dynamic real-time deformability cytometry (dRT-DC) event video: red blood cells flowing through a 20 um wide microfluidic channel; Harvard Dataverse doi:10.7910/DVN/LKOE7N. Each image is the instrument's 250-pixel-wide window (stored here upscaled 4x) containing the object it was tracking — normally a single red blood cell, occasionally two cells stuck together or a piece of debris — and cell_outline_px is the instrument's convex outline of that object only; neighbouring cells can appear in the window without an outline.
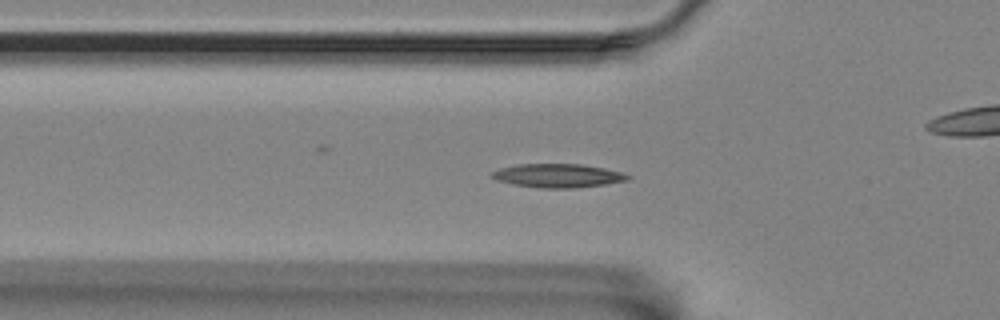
{"species": "Egyptian fruit bat (a non-hibernating species)", "species_latin": "Rousettus aegyptiacus", "temperature_condition": "room temperature", "stored_images_in_passage": 50, "camera_frame_rate_fps": 3000, "um_per_image_px": 0.085, "animal": {"sex": "female"}, "frame": {"image": 1, "passage_image": 15, "time_ms": 4.667, "image_size_px": [1000, 320], "cell_outline_px": [[632, 176], [628, 180], [604, 184], [572, 188], [540, 188], [512, 184], [496, 180], [488, 176], [492, 172], [500, 168], [516, 164], [580, 164], [604, 168], [620, 172]], "centroid_in_image_um": [47.36, 14.93], "position_along_channel_um": 78.4, "area_um2": 18.73}}
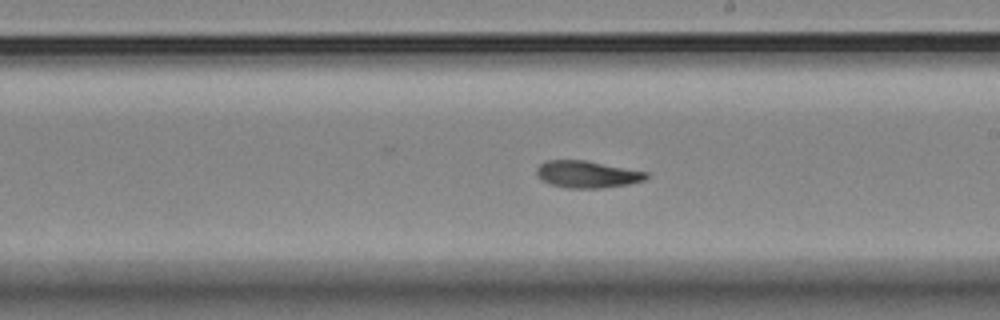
{"frame": {"image": 2, "passage_image": 29, "time_ms": 9.333, "image_size_px": [1000, 320], "cell_outline_px": [[648, 176], [644, 180], [628, 184], [600, 188], [568, 188], [548, 184], [536, 172], [536, 168], [540, 164], [548, 160], [584, 160], [648, 172]], "centroid_in_image_um": [49.9, 14.81], "position_along_channel_um": 239.1, "area_um2": 17.05}}
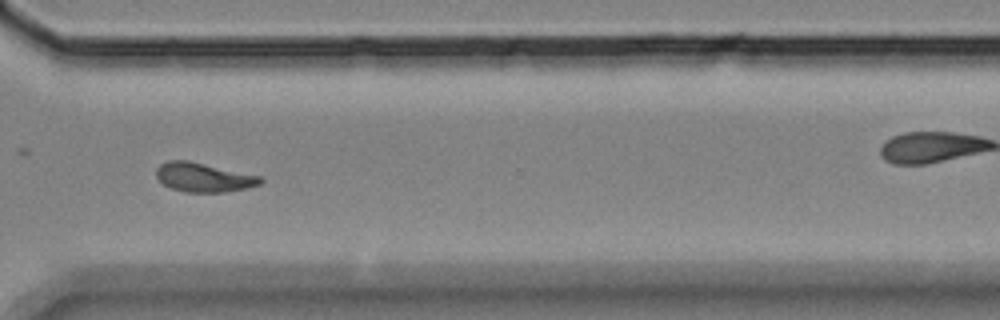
{"frame": {"image": 3, "passage_image": 39, "time_ms": 12.667, "image_size_px": [1000, 320], "cell_outline_px": [[264, 180], [260, 184], [248, 188], [224, 192], [184, 192], [172, 188], [164, 184], [156, 176], [156, 168], [160, 164], [168, 160], [188, 160], [260, 176]], "centroid_in_image_um": [17.3, 15.07], "position_along_channel_um": 353.3, "area_um2": 17.63}, "authors_computed_cell_mechanics": {"area_um2": 17.1088, "velocity_mm_per_s": 3.4266, "shape_relaxation_time_tau1_ms": null, "shape_relaxation_time_tau2_ms": 6.5376, "deformation_change_tau1": null, "deformation_change_tau2": 0.1248}}